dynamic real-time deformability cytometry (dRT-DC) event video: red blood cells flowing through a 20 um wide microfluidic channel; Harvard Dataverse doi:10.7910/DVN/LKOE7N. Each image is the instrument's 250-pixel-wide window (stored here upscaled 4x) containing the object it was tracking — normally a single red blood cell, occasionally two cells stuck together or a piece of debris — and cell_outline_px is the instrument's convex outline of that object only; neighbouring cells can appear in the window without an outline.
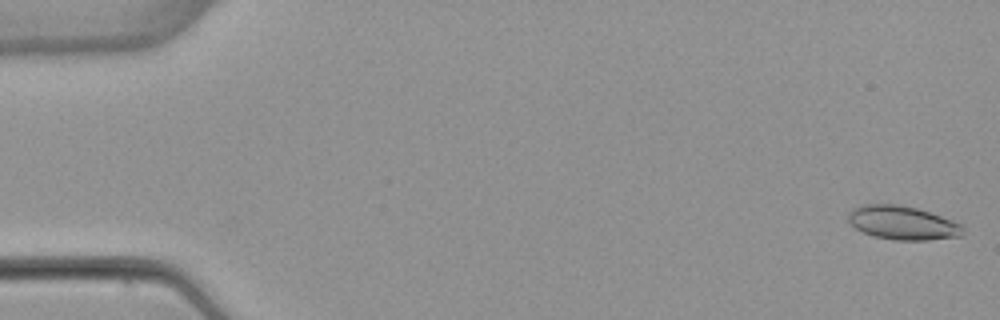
{"species": "common noctule bat (a hibernating species)", "species_latin": "Nyctalus noctula", "temperature_condition": "warm", "stored_images_in_passage": 52, "camera_frame_rate_fps": 3000, "um_per_image_px": 0.085, "animal": {"sex": "female", "body_mass_g": 22.7, "forearm_length_mm": 54.2}, "frame": {"image": 1, "passage_image": 1, "time_ms": 0.0, "image_size_px": [1000, 320], "cell_outline_px": [[964, 232], [960, 236], [928, 240], [896, 240], [872, 236], [856, 228], [848, 220], [848, 212], [852, 208], [864, 204], [900, 204], [916, 208], [952, 220], [960, 224], [964, 228]], "centroid_in_image_um": [76.7, 18.94], "position_along_channel_um": 8.3, "area_um2": 22.48}}
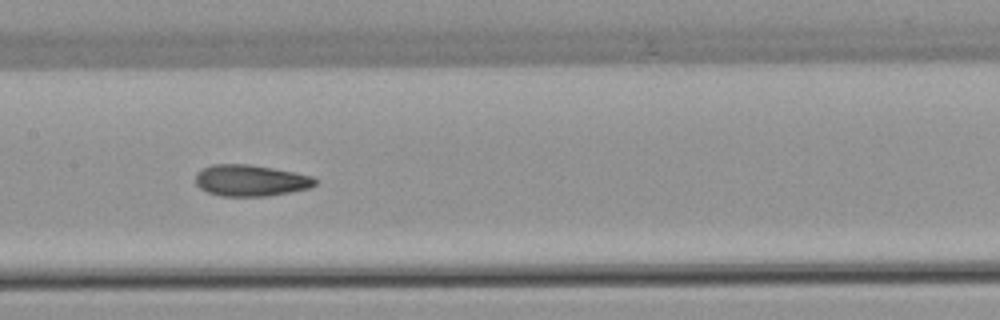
{"frame": {"image": 2, "passage_image": 26, "time_ms": 8.333, "image_size_px": [1000, 320], "cell_outline_px": [[316, 184], [308, 188], [268, 196], [220, 196], [208, 192], [200, 188], [196, 184], [196, 172], [212, 164], [248, 164], [272, 168], [312, 176], [316, 180]], "centroid_in_image_um": [21.26, 15.34], "position_along_channel_um": 186.1, "area_um2": 21.68}}
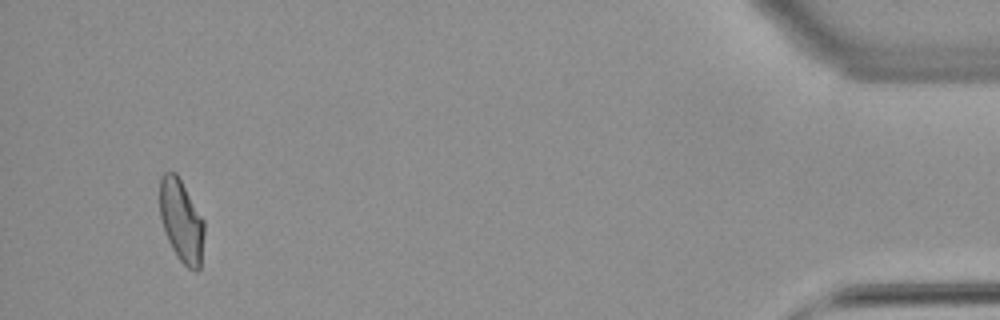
{"frame": {"image": 3, "passage_image": 50, "time_ms": 16.333, "image_size_px": [1000, 320], "cell_outline_px": [[204, 232], [200, 268], [196, 272], [192, 272], [176, 256], [168, 240], [160, 216], [160, 176], [164, 172], [176, 172], [204, 220]], "centroid_in_image_um": [15.42, 18.78], "position_along_channel_um": 419.8, "area_um2": 21.33}, "authors_computed_cell_mechanics": {"area_um2": 21.8195, "velocity_mm_per_s": 3.8944, "shape_relaxation_time_tau1_ms": 8.6662, "shape_relaxation_time_tau2_ms": 2.4069, "deformation_change_tau1": 0.2071, "deformation_change_tau2": 0.0877}}